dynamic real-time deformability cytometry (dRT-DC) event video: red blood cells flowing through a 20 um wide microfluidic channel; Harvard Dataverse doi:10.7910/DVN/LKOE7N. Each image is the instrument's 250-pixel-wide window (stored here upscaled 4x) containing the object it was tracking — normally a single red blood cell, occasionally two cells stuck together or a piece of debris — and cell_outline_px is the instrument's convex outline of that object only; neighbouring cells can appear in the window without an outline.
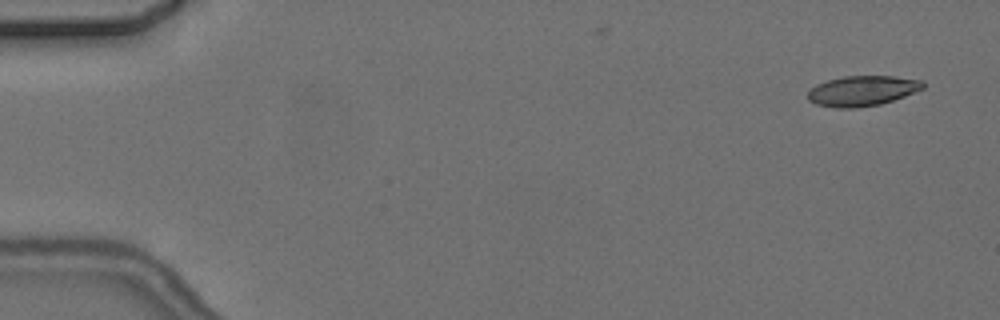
{"species": "common noctule bat (a hibernating species)", "species_latin": "Nyctalus noctula", "temperature_condition": "cold", "stored_images_in_passage": 6, "camera_frame_rate_fps": 3000, "um_per_image_px": 0.085, "animal": {"sex": "female", "body_mass_g": 24.6, "forearm_length_mm": 56.2}, "frame": {"image": 1, "passage_image": 1, "time_ms": 0.0, "image_size_px": [1000, 320], "cell_outline_px": [[924, 88], [904, 96], [880, 104], [856, 108], [836, 108], [816, 104], [808, 100], [808, 92], [816, 84], [828, 80], [844, 76], [892, 76], [924, 80]], "centroid_in_image_um": [73.29, 7.72], "position_along_channel_um": 11.7, "area_um2": 20.23}}
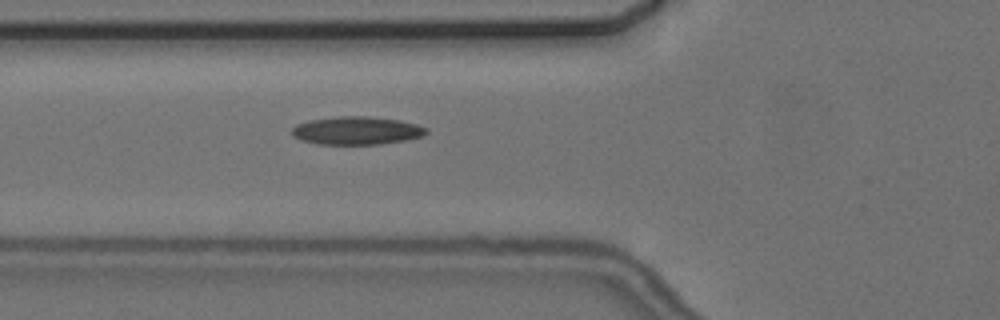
{"frame": {"image": 2, "passage_image": 6, "time_ms": 6.0, "image_size_px": [1000, 320], "cell_outline_px": [[428, 132], [424, 136], [404, 140], [380, 144], [316, 144], [300, 140], [292, 136], [292, 128], [296, 124], [308, 120], [340, 116], [368, 116], [396, 120], [416, 124], [428, 128]], "centroid_in_image_um": [30.29, 11.1], "position_along_channel_um": 95.5, "area_um2": 22.02}}